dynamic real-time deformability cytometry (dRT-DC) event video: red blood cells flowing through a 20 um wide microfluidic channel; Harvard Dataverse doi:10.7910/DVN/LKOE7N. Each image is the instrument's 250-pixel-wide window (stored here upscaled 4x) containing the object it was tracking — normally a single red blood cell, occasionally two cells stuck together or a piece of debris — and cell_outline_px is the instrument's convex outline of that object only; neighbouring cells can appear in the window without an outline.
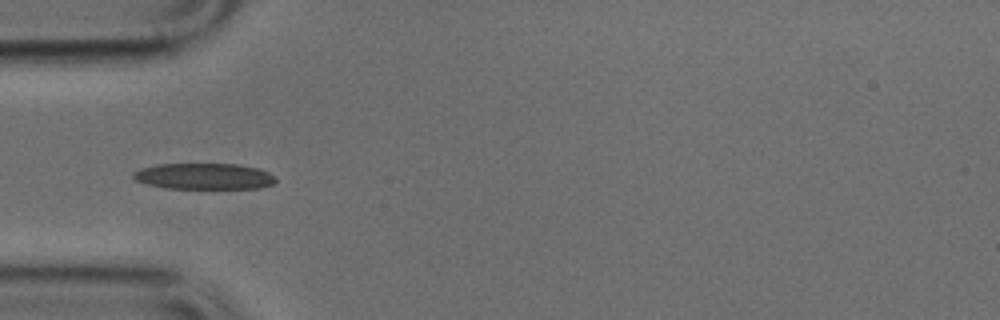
{"species": "common noctule bat (a hibernating species)", "species_latin": "Nyctalus noctula", "temperature_condition": "cold", "stored_images_in_passage": 36, "camera_frame_rate_fps": 3000, "um_per_image_px": 0.085, "animal": {"sex": "male", "body_mass_g": 17.9, "forearm_length_mm": 54.2}, "frame": {"image": 1, "passage_image": 1, "time_ms": 0.0, "image_size_px": [1000, 320], "cell_outline_px": [[276, 180], [272, 184], [260, 188], [164, 188], [148, 184], [136, 180], [132, 176], [132, 172], [140, 168], [156, 164], [236, 164], [260, 168], [276, 176]], "centroid_in_image_um": [17.35, 14.98], "position_along_channel_um": 67.7, "area_um2": 21.73}}
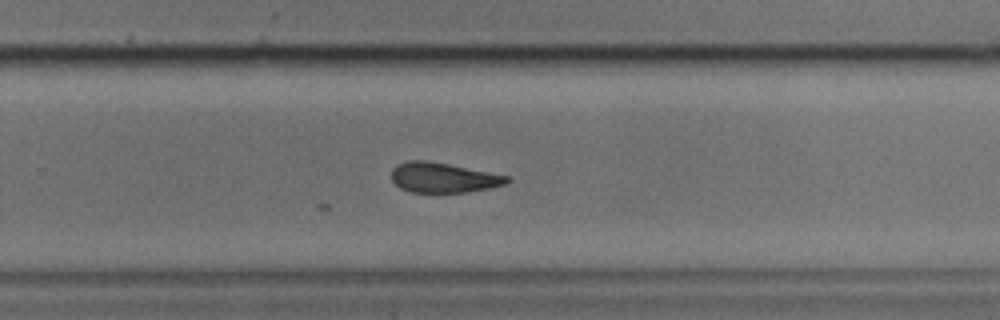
{"frame": {"image": 2, "passage_image": 18, "time_ms": 5.667, "image_size_px": [1000, 320], "cell_outline_px": [[512, 180], [504, 184], [488, 188], [464, 192], [412, 192], [400, 188], [392, 180], [392, 168], [396, 164], [408, 160], [424, 160], [448, 164], [508, 176]], "centroid_in_image_um": [37.63, 15.09], "position_along_channel_um": 292.2, "area_um2": 19.94}}
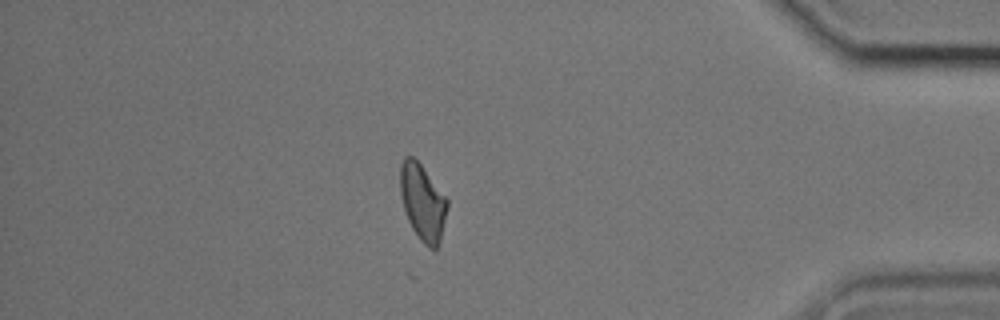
{"frame": {"image": 3, "passage_image": 29, "time_ms": 9.333, "image_size_px": [1000, 320], "cell_outline_px": [[448, 208], [440, 240], [436, 248], [432, 248], [424, 244], [420, 240], [412, 228], [408, 220], [404, 208], [400, 192], [400, 164], [404, 156], [412, 156], [420, 164], [448, 200]], "centroid_in_image_um": [35.91, 17.18], "position_along_channel_um": 399.3, "area_um2": 20.63}}